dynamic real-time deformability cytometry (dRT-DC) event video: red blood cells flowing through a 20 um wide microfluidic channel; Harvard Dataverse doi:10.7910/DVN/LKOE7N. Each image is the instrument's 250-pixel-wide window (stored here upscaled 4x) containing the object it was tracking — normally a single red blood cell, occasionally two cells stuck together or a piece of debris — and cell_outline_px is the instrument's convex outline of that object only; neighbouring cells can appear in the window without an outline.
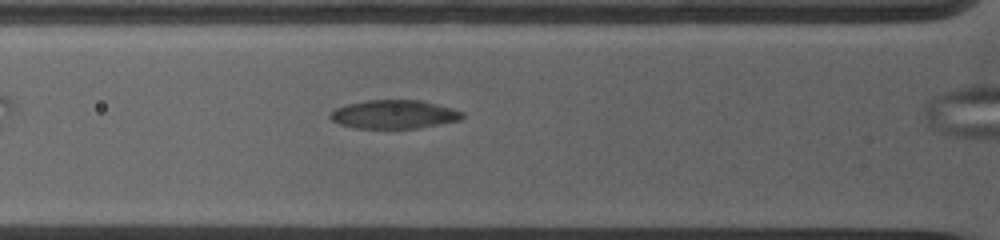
{"species": "common noctule bat (a hibernating species)", "species_latin": "Nyctalus noctula", "temperature_condition": "warm", "stored_images_in_passage": 27, "camera_frame_rate_fps": 5000, "um_per_image_px": 0.085, "animal": {"sex": "female", "body_mass_g": 19.0, "forearm_length_mm": 53.3}, "frame": {"image": 1, "passage_image": 5, "time_ms": 1.0, "image_size_px": [1000, 240], "cell_outline_px": [[464, 116], [460, 120], [416, 128], [356, 128], [340, 124], [332, 120], [328, 116], [336, 108], [348, 104], [368, 100], [420, 100], [452, 108], [464, 112]], "centroid_in_image_um": [33.5, 9.72], "position_along_channel_um": 92.3, "area_um2": 21.79}}